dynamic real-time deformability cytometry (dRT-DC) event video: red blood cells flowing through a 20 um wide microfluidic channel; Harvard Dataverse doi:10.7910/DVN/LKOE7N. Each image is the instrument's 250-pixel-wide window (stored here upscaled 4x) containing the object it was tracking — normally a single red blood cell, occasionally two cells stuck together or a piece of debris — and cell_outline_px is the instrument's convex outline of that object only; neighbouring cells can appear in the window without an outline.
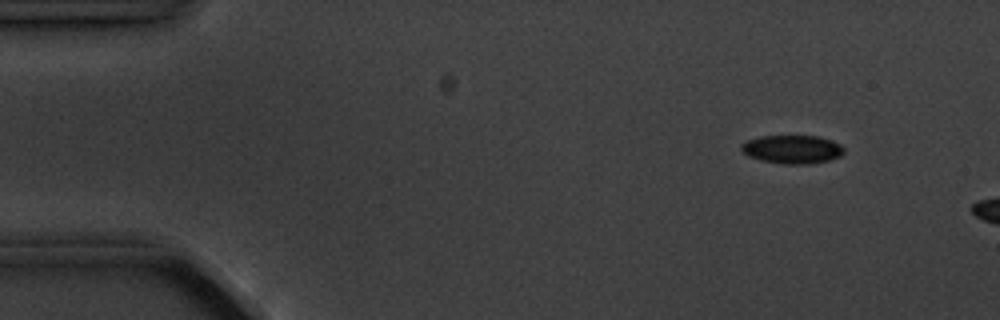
{"species": "common noctule bat (a hibernating species)", "species_latin": "Nyctalus noctula", "temperature_condition": "cold", "stored_images_in_passage": 3, "camera_frame_rate_fps": 3000, "um_per_image_px": 0.085, "animal": {"sex": "male", "body_mass_g": 20.1, "forearm_length_mm": 53.5}, "frame": {"image": 1, "passage_image": 1, "time_ms": 0.0, "image_size_px": [1000, 320], "cell_outline_px": [[844, 152], [840, 156], [828, 160], [808, 164], [784, 164], [760, 160], [748, 156], [740, 148], [740, 144], [748, 140], [760, 136], [820, 136], [832, 140], [840, 144], [844, 148]], "centroid_in_image_um": [67.34, 12.69], "position_along_channel_um": 17.7, "area_um2": 17.05}}